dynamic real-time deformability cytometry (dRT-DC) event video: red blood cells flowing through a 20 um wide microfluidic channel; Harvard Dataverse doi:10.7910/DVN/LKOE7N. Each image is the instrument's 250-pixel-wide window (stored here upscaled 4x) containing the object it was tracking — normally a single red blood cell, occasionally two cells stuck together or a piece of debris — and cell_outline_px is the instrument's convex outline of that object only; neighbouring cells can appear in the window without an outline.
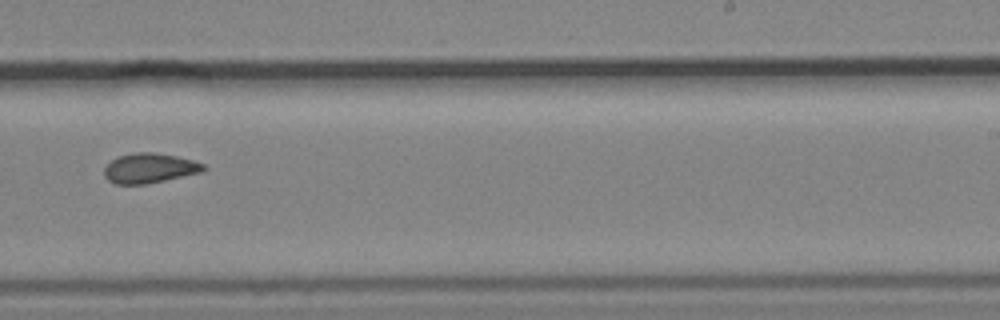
{"species": "common noctule bat (a hibernating species)", "species_latin": "Nyctalus noctula", "temperature_condition": "cold", "stored_images_in_passage": 9, "camera_frame_rate_fps": 3000, "um_per_image_px": 0.085, "animal": {"sex": "male", "body_mass_g": 19.2, "forearm_length_mm": 51.8}, "frame": {"image": 1, "passage_image": 9, "time_ms": 10.0, "image_size_px": [1000, 320], "cell_outline_px": [[208, 168], [204, 172], [148, 184], [116, 184], [108, 180], [104, 176], [104, 168], [112, 160], [120, 156], [136, 152], [152, 152], [176, 156], [192, 160], [204, 164]], "centroid_in_image_um": [12.75, 14.3], "position_along_channel_um": 276.2, "area_um2": 17.34}}